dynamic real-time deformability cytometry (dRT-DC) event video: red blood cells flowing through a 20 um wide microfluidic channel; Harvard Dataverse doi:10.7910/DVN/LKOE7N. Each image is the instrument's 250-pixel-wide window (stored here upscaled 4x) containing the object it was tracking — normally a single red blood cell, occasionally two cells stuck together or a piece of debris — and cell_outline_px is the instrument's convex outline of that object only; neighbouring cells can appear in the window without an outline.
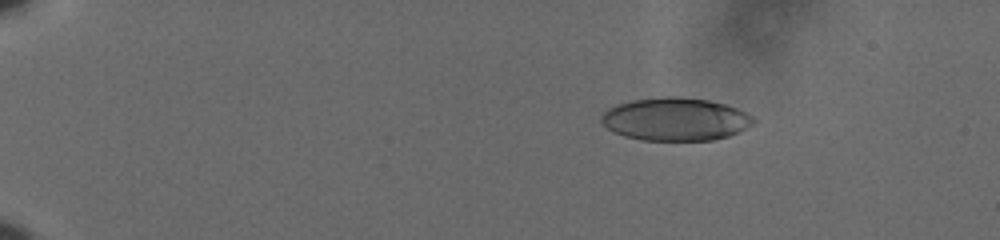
{"species": "human", "species_latin": "Homo sapiens", "temperature_condition": "cold", "stored_images_in_passage": 61, "camera_frame_rate_fps": 3000, "um_per_image_px": 0.085, "donor": {"sex": "male"}, "frame": {"image": 1, "passage_image": 12, "time_ms": 3.667, "image_size_px": [1000, 240], "cell_outline_px": [[756, 124], [728, 136], [712, 140], [640, 140], [624, 136], [612, 132], [600, 120], [600, 116], [608, 108], [616, 104], [632, 100], [664, 96], [680, 96], [708, 100], [724, 104], [736, 108], [752, 116], [756, 120]], "centroid_in_image_um": [57.4, 10.13], "position_along_channel_um": 27.6, "area_um2": 38.26}}
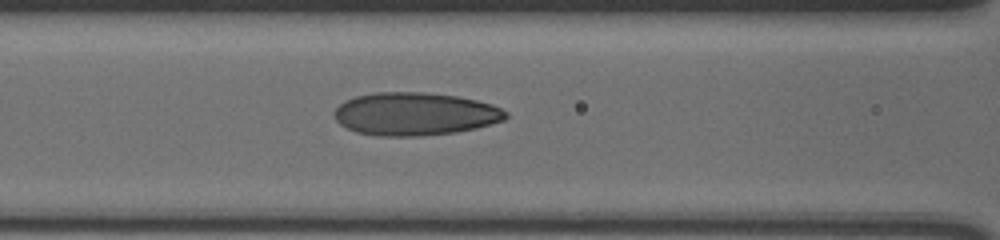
{"frame": {"image": 2, "passage_image": 30, "time_ms": 9.667, "image_size_px": [1000, 240], "cell_outline_px": [[508, 116], [504, 120], [476, 128], [456, 132], [420, 136], [376, 136], [356, 132], [340, 124], [332, 116], [332, 112], [344, 100], [356, 96], [376, 92], [424, 92], [456, 96], [476, 100], [492, 104], [508, 112]], "centroid_in_image_um": [35.24, 9.68], "position_along_channel_um": 131.4, "area_um2": 43.12}}
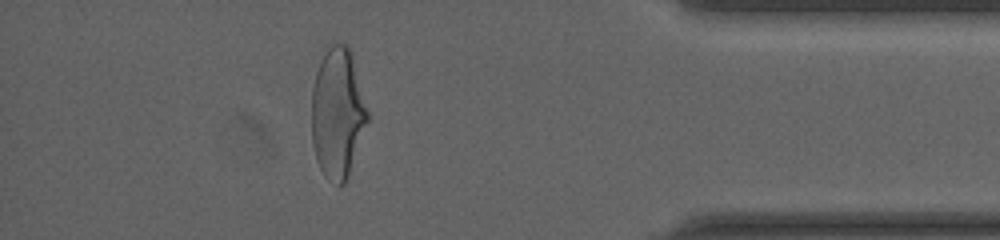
{"frame": {"image": 3, "passage_image": 55, "time_ms": 18.0, "image_size_px": [1000, 240], "cell_outline_px": [[368, 120], [348, 176], [344, 184], [340, 184], [328, 180], [324, 176], [316, 160], [312, 144], [312, 88], [316, 72], [328, 48], [332, 44], [348, 44], [352, 52], [368, 112]], "centroid_in_image_um": [28.69, 9.62], "position_along_channel_um": 406.5, "area_um2": 42.14}, "authors_computed_cell_mechanics": {"area_um2": 40.8068, "velocity_mm_per_s": 3.6409, "shape_relaxation_time_tau1_ms": 7.3339, "shape_relaxation_time_tau2_ms": 1.1696, "deformation_change_tau1": 0.2227, "deformation_change_tau2": 0.08}}